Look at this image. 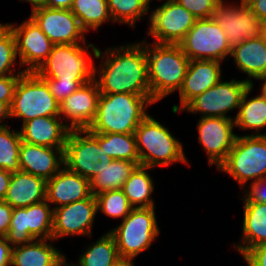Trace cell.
<instances>
[{
  "instance_id": "cell-1",
  "label": "cell",
  "mask_w": 266,
  "mask_h": 266,
  "mask_svg": "<svg viewBox=\"0 0 266 266\" xmlns=\"http://www.w3.org/2000/svg\"><path fill=\"white\" fill-rule=\"evenodd\" d=\"M101 54L103 53L98 48L95 57L98 59L102 57V61L99 70L95 68L94 80L98 84L100 93L151 96L144 40L119 48H107L104 51L105 55Z\"/></svg>"
},
{
  "instance_id": "cell-2",
  "label": "cell",
  "mask_w": 266,
  "mask_h": 266,
  "mask_svg": "<svg viewBox=\"0 0 266 266\" xmlns=\"http://www.w3.org/2000/svg\"><path fill=\"white\" fill-rule=\"evenodd\" d=\"M154 103L151 96L101 93L96 117L88 130L100 134H134L141 121L148 115L146 108Z\"/></svg>"
},
{
  "instance_id": "cell-3",
  "label": "cell",
  "mask_w": 266,
  "mask_h": 266,
  "mask_svg": "<svg viewBox=\"0 0 266 266\" xmlns=\"http://www.w3.org/2000/svg\"><path fill=\"white\" fill-rule=\"evenodd\" d=\"M145 50L151 98L156 103L181 88L190 59L179 44L145 40Z\"/></svg>"
},
{
  "instance_id": "cell-4",
  "label": "cell",
  "mask_w": 266,
  "mask_h": 266,
  "mask_svg": "<svg viewBox=\"0 0 266 266\" xmlns=\"http://www.w3.org/2000/svg\"><path fill=\"white\" fill-rule=\"evenodd\" d=\"M134 135L141 166L154 168L176 162L188 164L182 143L151 115L141 121Z\"/></svg>"
},
{
  "instance_id": "cell-5",
  "label": "cell",
  "mask_w": 266,
  "mask_h": 266,
  "mask_svg": "<svg viewBox=\"0 0 266 266\" xmlns=\"http://www.w3.org/2000/svg\"><path fill=\"white\" fill-rule=\"evenodd\" d=\"M86 46V47H84ZM92 48L94 57L98 48L93 44H54L51 53L35 73L41 78L66 81H92L95 66L88 51Z\"/></svg>"
},
{
  "instance_id": "cell-6",
  "label": "cell",
  "mask_w": 266,
  "mask_h": 266,
  "mask_svg": "<svg viewBox=\"0 0 266 266\" xmlns=\"http://www.w3.org/2000/svg\"><path fill=\"white\" fill-rule=\"evenodd\" d=\"M218 170L229 174L244 188L249 180L255 183L266 178L265 135H237Z\"/></svg>"
},
{
  "instance_id": "cell-7",
  "label": "cell",
  "mask_w": 266,
  "mask_h": 266,
  "mask_svg": "<svg viewBox=\"0 0 266 266\" xmlns=\"http://www.w3.org/2000/svg\"><path fill=\"white\" fill-rule=\"evenodd\" d=\"M10 113L25 123L37 117L59 116L60 103L41 77L35 72H24L16 84Z\"/></svg>"
},
{
  "instance_id": "cell-8",
  "label": "cell",
  "mask_w": 266,
  "mask_h": 266,
  "mask_svg": "<svg viewBox=\"0 0 266 266\" xmlns=\"http://www.w3.org/2000/svg\"><path fill=\"white\" fill-rule=\"evenodd\" d=\"M109 232L115 239L119 256L134 259L148 250L160 233L155 207L133 208L121 224Z\"/></svg>"
},
{
  "instance_id": "cell-9",
  "label": "cell",
  "mask_w": 266,
  "mask_h": 266,
  "mask_svg": "<svg viewBox=\"0 0 266 266\" xmlns=\"http://www.w3.org/2000/svg\"><path fill=\"white\" fill-rule=\"evenodd\" d=\"M64 161L69 170L90 181L110 166L113 159L101 150L98 133L88 129H71L65 144Z\"/></svg>"
},
{
  "instance_id": "cell-10",
  "label": "cell",
  "mask_w": 266,
  "mask_h": 266,
  "mask_svg": "<svg viewBox=\"0 0 266 266\" xmlns=\"http://www.w3.org/2000/svg\"><path fill=\"white\" fill-rule=\"evenodd\" d=\"M179 46L190 60L222 62L231 53V46L223 29L212 17L197 19L179 42Z\"/></svg>"
},
{
  "instance_id": "cell-11",
  "label": "cell",
  "mask_w": 266,
  "mask_h": 266,
  "mask_svg": "<svg viewBox=\"0 0 266 266\" xmlns=\"http://www.w3.org/2000/svg\"><path fill=\"white\" fill-rule=\"evenodd\" d=\"M254 84L251 79L235 80L223 82L222 79L213 87L193 98L183 109L188 113H201V117H223L229 111L240 106L243 94Z\"/></svg>"
},
{
  "instance_id": "cell-12",
  "label": "cell",
  "mask_w": 266,
  "mask_h": 266,
  "mask_svg": "<svg viewBox=\"0 0 266 266\" xmlns=\"http://www.w3.org/2000/svg\"><path fill=\"white\" fill-rule=\"evenodd\" d=\"M53 208L45 200L25 208H14L5 238L12 247L35 239H52Z\"/></svg>"
},
{
  "instance_id": "cell-13",
  "label": "cell",
  "mask_w": 266,
  "mask_h": 266,
  "mask_svg": "<svg viewBox=\"0 0 266 266\" xmlns=\"http://www.w3.org/2000/svg\"><path fill=\"white\" fill-rule=\"evenodd\" d=\"M225 3L220 0L215 5L212 18L223 29L231 48L261 37L263 22L245 1L240 0V6Z\"/></svg>"
},
{
  "instance_id": "cell-14",
  "label": "cell",
  "mask_w": 266,
  "mask_h": 266,
  "mask_svg": "<svg viewBox=\"0 0 266 266\" xmlns=\"http://www.w3.org/2000/svg\"><path fill=\"white\" fill-rule=\"evenodd\" d=\"M148 34L153 43L179 44L197 20L192 13L177 1H165L152 10Z\"/></svg>"
},
{
  "instance_id": "cell-15",
  "label": "cell",
  "mask_w": 266,
  "mask_h": 266,
  "mask_svg": "<svg viewBox=\"0 0 266 266\" xmlns=\"http://www.w3.org/2000/svg\"><path fill=\"white\" fill-rule=\"evenodd\" d=\"M30 17L53 44L86 43V31L69 9L39 7L31 10Z\"/></svg>"
},
{
  "instance_id": "cell-16",
  "label": "cell",
  "mask_w": 266,
  "mask_h": 266,
  "mask_svg": "<svg viewBox=\"0 0 266 266\" xmlns=\"http://www.w3.org/2000/svg\"><path fill=\"white\" fill-rule=\"evenodd\" d=\"M98 213L96 197L53 208L52 240L65 236H91L94 218Z\"/></svg>"
},
{
  "instance_id": "cell-17",
  "label": "cell",
  "mask_w": 266,
  "mask_h": 266,
  "mask_svg": "<svg viewBox=\"0 0 266 266\" xmlns=\"http://www.w3.org/2000/svg\"><path fill=\"white\" fill-rule=\"evenodd\" d=\"M234 119L201 117L197 124L198 141L208 155L209 165L218 167L226 160L237 137Z\"/></svg>"
},
{
  "instance_id": "cell-18",
  "label": "cell",
  "mask_w": 266,
  "mask_h": 266,
  "mask_svg": "<svg viewBox=\"0 0 266 266\" xmlns=\"http://www.w3.org/2000/svg\"><path fill=\"white\" fill-rule=\"evenodd\" d=\"M7 25L16 38L20 66H24L25 69L23 70L25 72H35L49 56L54 44L31 17L19 26H14L13 23H7Z\"/></svg>"
},
{
  "instance_id": "cell-19",
  "label": "cell",
  "mask_w": 266,
  "mask_h": 266,
  "mask_svg": "<svg viewBox=\"0 0 266 266\" xmlns=\"http://www.w3.org/2000/svg\"><path fill=\"white\" fill-rule=\"evenodd\" d=\"M100 94L95 80L84 84L60 104L59 117L69 121L70 129H88L96 117Z\"/></svg>"
},
{
  "instance_id": "cell-20",
  "label": "cell",
  "mask_w": 266,
  "mask_h": 266,
  "mask_svg": "<svg viewBox=\"0 0 266 266\" xmlns=\"http://www.w3.org/2000/svg\"><path fill=\"white\" fill-rule=\"evenodd\" d=\"M221 62L217 60H190L186 76L179 89L180 105H173L174 114L193 98L216 85L222 78Z\"/></svg>"
},
{
  "instance_id": "cell-21",
  "label": "cell",
  "mask_w": 266,
  "mask_h": 266,
  "mask_svg": "<svg viewBox=\"0 0 266 266\" xmlns=\"http://www.w3.org/2000/svg\"><path fill=\"white\" fill-rule=\"evenodd\" d=\"M64 149L39 146L22 141L19 150L21 171L42 177L46 181L51 179L65 166Z\"/></svg>"
},
{
  "instance_id": "cell-22",
  "label": "cell",
  "mask_w": 266,
  "mask_h": 266,
  "mask_svg": "<svg viewBox=\"0 0 266 266\" xmlns=\"http://www.w3.org/2000/svg\"><path fill=\"white\" fill-rule=\"evenodd\" d=\"M90 181L66 166L46 182V201L58 208L91 196Z\"/></svg>"
},
{
  "instance_id": "cell-23",
  "label": "cell",
  "mask_w": 266,
  "mask_h": 266,
  "mask_svg": "<svg viewBox=\"0 0 266 266\" xmlns=\"http://www.w3.org/2000/svg\"><path fill=\"white\" fill-rule=\"evenodd\" d=\"M71 129L59 116L37 117L22 123L21 140L39 146L65 148Z\"/></svg>"
},
{
  "instance_id": "cell-24",
  "label": "cell",
  "mask_w": 266,
  "mask_h": 266,
  "mask_svg": "<svg viewBox=\"0 0 266 266\" xmlns=\"http://www.w3.org/2000/svg\"><path fill=\"white\" fill-rule=\"evenodd\" d=\"M46 180L33 174L12 173L4 201L14 208H25L46 200Z\"/></svg>"
},
{
  "instance_id": "cell-25",
  "label": "cell",
  "mask_w": 266,
  "mask_h": 266,
  "mask_svg": "<svg viewBox=\"0 0 266 266\" xmlns=\"http://www.w3.org/2000/svg\"><path fill=\"white\" fill-rule=\"evenodd\" d=\"M48 241L52 239H35L13 247L11 266H61L67 258Z\"/></svg>"
},
{
  "instance_id": "cell-26",
  "label": "cell",
  "mask_w": 266,
  "mask_h": 266,
  "mask_svg": "<svg viewBox=\"0 0 266 266\" xmlns=\"http://www.w3.org/2000/svg\"><path fill=\"white\" fill-rule=\"evenodd\" d=\"M242 242L234 248L243 256L250 248L266 243V203L251 201L246 195Z\"/></svg>"
},
{
  "instance_id": "cell-27",
  "label": "cell",
  "mask_w": 266,
  "mask_h": 266,
  "mask_svg": "<svg viewBox=\"0 0 266 266\" xmlns=\"http://www.w3.org/2000/svg\"><path fill=\"white\" fill-rule=\"evenodd\" d=\"M236 67L248 78H266V43L262 37L246 40L231 48Z\"/></svg>"
},
{
  "instance_id": "cell-28",
  "label": "cell",
  "mask_w": 266,
  "mask_h": 266,
  "mask_svg": "<svg viewBox=\"0 0 266 266\" xmlns=\"http://www.w3.org/2000/svg\"><path fill=\"white\" fill-rule=\"evenodd\" d=\"M254 84H252L243 94L239 111L234 118L235 127L241 130H252L257 131L254 134L249 135H263L260 134L261 128L266 127V96L262 93L250 98L248 95L252 92Z\"/></svg>"
},
{
  "instance_id": "cell-29",
  "label": "cell",
  "mask_w": 266,
  "mask_h": 266,
  "mask_svg": "<svg viewBox=\"0 0 266 266\" xmlns=\"http://www.w3.org/2000/svg\"><path fill=\"white\" fill-rule=\"evenodd\" d=\"M151 169L153 168L139 165L124 182L122 190L133 208L155 207L151 198L154 183L148 173Z\"/></svg>"
},
{
  "instance_id": "cell-30",
  "label": "cell",
  "mask_w": 266,
  "mask_h": 266,
  "mask_svg": "<svg viewBox=\"0 0 266 266\" xmlns=\"http://www.w3.org/2000/svg\"><path fill=\"white\" fill-rule=\"evenodd\" d=\"M137 166L132 161L113 160L110 166L90 180L91 194L96 196L106 191L122 189L124 182L130 177Z\"/></svg>"
},
{
  "instance_id": "cell-31",
  "label": "cell",
  "mask_w": 266,
  "mask_h": 266,
  "mask_svg": "<svg viewBox=\"0 0 266 266\" xmlns=\"http://www.w3.org/2000/svg\"><path fill=\"white\" fill-rule=\"evenodd\" d=\"M98 143L113 160H127L140 165L134 134L98 133Z\"/></svg>"
},
{
  "instance_id": "cell-32",
  "label": "cell",
  "mask_w": 266,
  "mask_h": 266,
  "mask_svg": "<svg viewBox=\"0 0 266 266\" xmlns=\"http://www.w3.org/2000/svg\"><path fill=\"white\" fill-rule=\"evenodd\" d=\"M70 10L87 32L97 30L105 22H113L107 0H73Z\"/></svg>"
},
{
  "instance_id": "cell-33",
  "label": "cell",
  "mask_w": 266,
  "mask_h": 266,
  "mask_svg": "<svg viewBox=\"0 0 266 266\" xmlns=\"http://www.w3.org/2000/svg\"><path fill=\"white\" fill-rule=\"evenodd\" d=\"M119 252L115 239L110 232H106L96 242L88 246L80 254L78 264L73 266H110L119 259Z\"/></svg>"
},
{
  "instance_id": "cell-34",
  "label": "cell",
  "mask_w": 266,
  "mask_h": 266,
  "mask_svg": "<svg viewBox=\"0 0 266 266\" xmlns=\"http://www.w3.org/2000/svg\"><path fill=\"white\" fill-rule=\"evenodd\" d=\"M8 127L0 128V168L15 173L21 171L19 150L22 140L19 130L10 131Z\"/></svg>"
},
{
  "instance_id": "cell-35",
  "label": "cell",
  "mask_w": 266,
  "mask_h": 266,
  "mask_svg": "<svg viewBox=\"0 0 266 266\" xmlns=\"http://www.w3.org/2000/svg\"><path fill=\"white\" fill-rule=\"evenodd\" d=\"M113 22L128 24L135 28V23L150 9L145 0H107Z\"/></svg>"
},
{
  "instance_id": "cell-36",
  "label": "cell",
  "mask_w": 266,
  "mask_h": 266,
  "mask_svg": "<svg viewBox=\"0 0 266 266\" xmlns=\"http://www.w3.org/2000/svg\"><path fill=\"white\" fill-rule=\"evenodd\" d=\"M95 197L97 210L108 217L125 219L133 209L122 189L106 191Z\"/></svg>"
},
{
  "instance_id": "cell-37",
  "label": "cell",
  "mask_w": 266,
  "mask_h": 266,
  "mask_svg": "<svg viewBox=\"0 0 266 266\" xmlns=\"http://www.w3.org/2000/svg\"><path fill=\"white\" fill-rule=\"evenodd\" d=\"M15 60L17 61L16 38L6 24L0 30V77L15 75Z\"/></svg>"
},
{
  "instance_id": "cell-38",
  "label": "cell",
  "mask_w": 266,
  "mask_h": 266,
  "mask_svg": "<svg viewBox=\"0 0 266 266\" xmlns=\"http://www.w3.org/2000/svg\"><path fill=\"white\" fill-rule=\"evenodd\" d=\"M46 83L54 98L61 104L73 92L90 81H66L42 78Z\"/></svg>"
},
{
  "instance_id": "cell-39",
  "label": "cell",
  "mask_w": 266,
  "mask_h": 266,
  "mask_svg": "<svg viewBox=\"0 0 266 266\" xmlns=\"http://www.w3.org/2000/svg\"><path fill=\"white\" fill-rule=\"evenodd\" d=\"M186 10L194 15L196 19L211 18L215 5L220 0H175Z\"/></svg>"
},
{
  "instance_id": "cell-40",
  "label": "cell",
  "mask_w": 266,
  "mask_h": 266,
  "mask_svg": "<svg viewBox=\"0 0 266 266\" xmlns=\"http://www.w3.org/2000/svg\"><path fill=\"white\" fill-rule=\"evenodd\" d=\"M24 72V70H20L16 75L0 77V102L11 105L16 84Z\"/></svg>"
},
{
  "instance_id": "cell-41",
  "label": "cell",
  "mask_w": 266,
  "mask_h": 266,
  "mask_svg": "<svg viewBox=\"0 0 266 266\" xmlns=\"http://www.w3.org/2000/svg\"><path fill=\"white\" fill-rule=\"evenodd\" d=\"M243 259L248 266H266V243L250 248Z\"/></svg>"
},
{
  "instance_id": "cell-42",
  "label": "cell",
  "mask_w": 266,
  "mask_h": 266,
  "mask_svg": "<svg viewBox=\"0 0 266 266\" xmlns=\"http://www.w3.org/2000/svg\"><path fill=\"white\" fill-rule=\"evenodd\" d=\"M250 190H245V195L251 200L259 203H266V178L251 183Z\"/></svg>"
},
{
  "instance_id": "cell-43",
  "label": "cell",
  "mask_w": 266,
  "mask_h": 266,
  "mask_svg": "<svg viewBox=\"0 0 266 266\" xmlns=\"http://www.w3.org/2000/svg\"><path fill=\"white\" fill-rule=\"evenodd\" d=\"M13 208L5 201H0V237H5L9 230Z\"/></svg>"
},
{
  "instance_id": "cell-44",
  "label": "cell",
  "mask_w": 266,
  "mask_h": 266,
  "mask_svg": "<svg viewBox=\"0 0 266 266\" xmlns=\"http://www.w3.org/2000/svg\"><path fill=\"white\" fill-rule=\"evenodd\" d=\"M12 248L5 237H0V266H11Z\"/></svg>"
},
{
  "instance_id": "cell-45",
  "label": "cell",
  "mask_w": 266,
  "mask_h": 266,
  "mask_svg": "<svg viewBox=\"0 0 266 266\" xmlns=\"http://www.w3.org/2000/svg\"><path fill=\"white\" fill-rule=\"evenodd\" d=\"M254 11L255 15L262 22H266V0H243Z\"/></svg>"
},
{
  "instance_id": "cell-46",
  "label": "cell",
  "mask_w": 266,
  "mask_h": 266,
  "mask_svg": "<svg viewBox=\"0 0 266 266\" xmlns=\"http://www.w3.org/2000/svg\"><path fill=\"white\" fill-rule=\"evenodd\" d=\"M11 177L12 173L0 168V201H4L6 197Z\"/></svg>"
},
{
  "instance_id": "cell-47",
  "label": "cell",
  "mask_w": 266,
  "mask_h": 266,
  "mask_svg": "<svg viewBox=\"0 0 266 266\" xmlns=\"http://www.w3.org/2000/svg\"><path fill=\"white\" fill-rule=\"evenodd\" d=\"M73 0H47V7L52 9H71Z\"/></svg>"
},
{
  "instance_id": "cell-48",
  "label": "cell",
  "mask_w": 266,
  "mask_h": 266,
  "mask_svg": "<svg viewBox=\"0 0 266 266\" xmlns=\"http://www.w3.org/2000/svg\"><path fill=\"white\" fill-rule=\"evenodd\" d=\"M11 118V113H10V105L8 103H3L0 102V123L4 121V119ZM3 119V120H2ZM5 123L0 124V128L6 127Z\"/></svg>"
},
{
  "instance_id": "cell-49",
  "label": "cell",
  "mask_w": 266,
  "mask_h": 266,
  "mask_svg": "<svg viewBox=\"0 0 266 266\" xmlns=\"http://www.w3.org/2000/svg\"><path fill=\"white\" fill-rule=\"evenodd\" d=\"M133 260L134 259H131V258L120 257L110 266H134Z\"/></svg>"
},
{
  "instance_id": "cell-50",
  "label": "cell",
  "mask_w": 266,
  "mask_h": 266,
  "mask_svg": "<svg viewBox=\"0 0 266 266\" xmlns=\"http://www.w3.org/2000/svg\"><path fill=\"white\" fill-rule=\"evenodd\" d=\"M22 2H29L32 5V10L39 7H47V0H21Z\"/></svg>"
},
{
  "instance_id": "cell-51",
  "label": "cell",
  "mask_w": 266,
  "mask_h": 266,
  "mask_svg": "<svg viewBox=\"0 0 266 266\" xmlns=\"http://www.w3.org/2000/svg\"><path fill=\"white\" fill-rule=\"evenodd\" d=\"M261 37L266 43V22H263Z\"/></svg>"
},
{
  "instance_id": "cell-52",
  "label": "cell",
  "mask_w": 266,
  "mask_h": 266,
  "mask_svg": "<svg viewBox=\"0 0 266 266\" xmlns=\"http://www.w3.org/2000/svg\"><path fill=\"white\" fill-rule=\"evenodd\" d=\"M261 81H263L261 91L266 96V78H262Z\"/></svg>"
},
{
  "instance_id": "cell-53",
  "label": "cell",
  "mask_w": 266,
  "mask_h": 266,
  "mask_svg": "<svg viewBox=\"0 0 266 266\" xmlns=\"http://www.w3.org/2000/svg\"><path fill=\"white\" fill-rule=\"evenodd\" d=\"M61 266H73L71 263H68L67 260Z\"/></svg>"
},
{
  "instance_id": "cell-54",
  "label": "cell",
  "mask_w": 266,
  "mask_h": 266,
  "mask_svg": "<svg viewBox=\"0 0 266 266\" xmlns=\"http://www.w3.org/2000/svg\"><path fill=\"white\" fill-rule=\"evenodd\" d=\"M6 24H0V30L5 26Z\"/></svg>"
},
{
  "instance_id": "cell-55",
  "label": "cell",
  "mask_w": 266,
  "mask_h": 266,
  "mask_svg": "<svg viewBox=\"0 0 266 266\" xmlns=\"http://www.w3.org/2000/svg\"><path fill=\"white\" fill-rule=\"evenodd\" d=\"M148 4H150V2L152 1V0H145ZM166 1H170V0H166Z\"/></svg>"
}]
</instances>
